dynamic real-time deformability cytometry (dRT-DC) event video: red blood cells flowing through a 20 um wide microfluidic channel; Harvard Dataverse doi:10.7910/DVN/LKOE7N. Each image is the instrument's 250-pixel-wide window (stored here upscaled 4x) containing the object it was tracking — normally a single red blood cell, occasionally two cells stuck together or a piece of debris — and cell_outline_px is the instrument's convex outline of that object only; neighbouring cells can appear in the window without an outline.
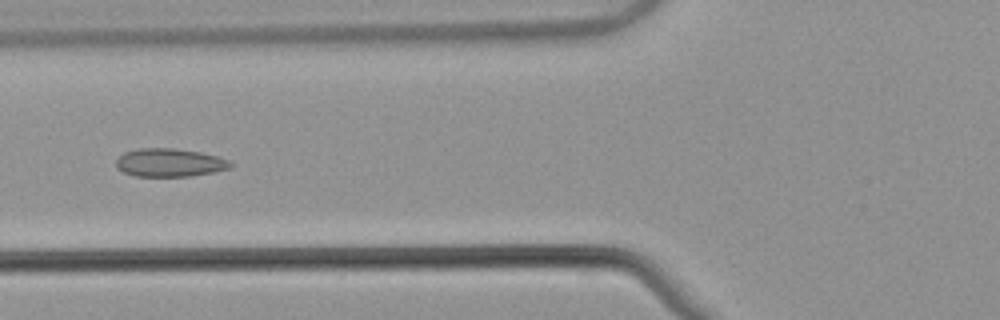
{"species": "common noctule bat (a hibernating species)", "species_latin": "Nyctalus noctula", "temperature_condition": "warm", "stored_images_in_passage": 53, "camera_frame_rate_fps": 3000, "um_per_image_px": 0.085, "animal": {"sex": "male", "body_mass_g": 21.5, "forearm_length_mm": 52.0}, "frame": {"image": 1, "passage_image": 21, "time_ms": 6.667, "image_size_px": [1000, 320], "cell_outline_px": [[232, 168], [192, 176], [136, 176], [124, 172], [116, 168], [116, 160], [124, 152], [136, 148], [176, 148], [200, 152], [216, 156], [228, 160], [232, 164]], "centroid_in_image_um": [14.4, 13.82], "position_along_channel_um": 111.4, "area_um2": 18.84}}
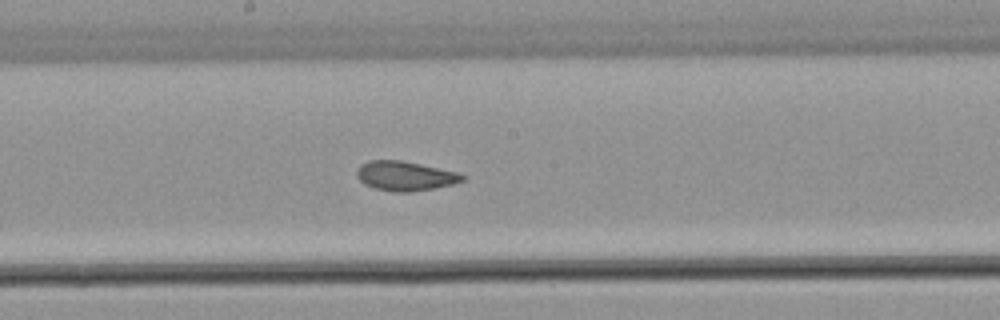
{"frame": {"image": 2, "passage_image": 29, "time_ms": 9.333, "image_size_px": [1000, 320], "cell_outline_px": [[464, 180], [452, 184], [436, 188], [408, 192], [396, 192], [376, 188], [364, 184], [356, 176], [356, 172], [360, 164], [368, 160], [400, 160], [420, 164], [456, 172], [464, 176]], "centroid_in_image_um": [34.39, 14.95], "position_along_channel_um": 213.8, "area_um2": 17.98}}
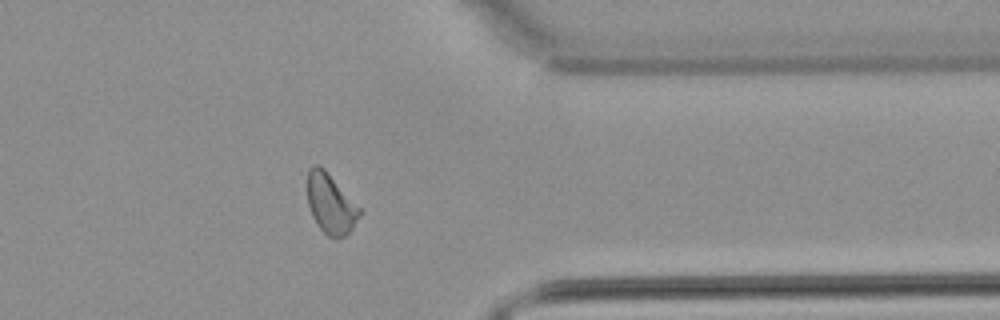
{"frame": {"image": 3, "passage_image": 43, "time_ms": 14.0, "image_size_px": [1000, 320], "cell_outline_px": [[364, 208], [360, 216], [352, 228], [344, 236], [336, 240], [328, 236], [320, 228], [312, 216], [308, 204], [308, 172], [316, 164], [320, 164]], "centroid_in_image_um": [28.17, 17.32], "position_along_channel_um": 383.2, "area_um2": 18.61}, "authors_computed_cell_mechanics": {"area_um2": 18.8428, "velocity_mm_per_s": 3.8368, "shape_relaxation_time_tau1_ms": null, "shape_relaxation_time_tau2_ms": 1.6037, "deformation_change_tau1": null, "deformation_change_tau2": 0.0794}}